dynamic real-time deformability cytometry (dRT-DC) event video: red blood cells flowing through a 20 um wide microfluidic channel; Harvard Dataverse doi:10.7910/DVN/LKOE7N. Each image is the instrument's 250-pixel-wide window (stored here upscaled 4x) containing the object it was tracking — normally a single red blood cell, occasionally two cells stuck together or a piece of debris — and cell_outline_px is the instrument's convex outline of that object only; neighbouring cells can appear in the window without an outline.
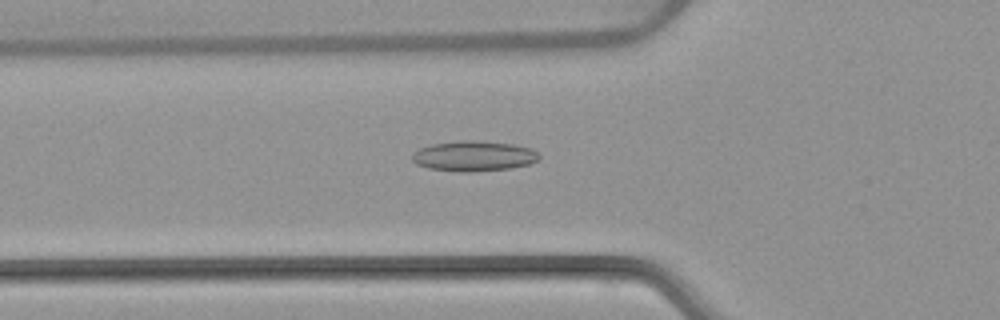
{"species": "common noctule bat (a hibernating species)", "species_latin": "Nyctalus noctula", "temperature_condition": "warm", "stored_images_in_passage": 53, "camera_frame_rate_fps": 3000, "um_per_image_px": 0.085, "animal": {"sex": "female", "body_mass_g": 22.7, "forearm_length_mm": 54.2}, "frame": {"image": 1, "passage_image": 19, "time_ms": 6.0, "image_size_px": [1000, 320], "cell_outline_px": [[540, 156], [536, 160], [528, 164], [512, 168], [468, 172], [456, 172], [428, 168], [416, 164], [412, 160], [412, 156], [420, 148], [432, 144], [464, 140], [472, 140], [512, 144], [532, 148]], "centroid_in_image_um": [40.26, 13.27], "position_along_channel_um": 85.5, "area_um2": 22.25}}
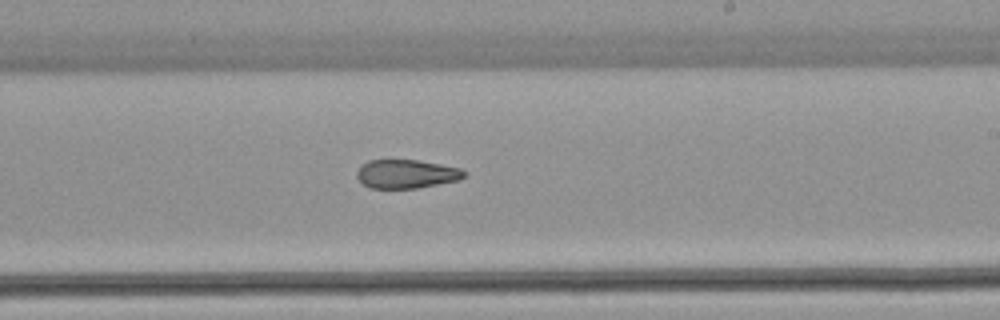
{"frame": {"image": 2, "passage_image": 32, "time_ms": 10.333, "image_size_px": [1000, 320], "cell_outline_px": [[464, 176], [460, 180], [416, 188], [368, 188], [356, 176], [356, 172], [368, 160], [420, 160], [460, 168], [464, 172]], "centroid_in_image_um": [34.54, 14.78], "position_along_channel_um": 254.5, "area_um2": 17.8}}
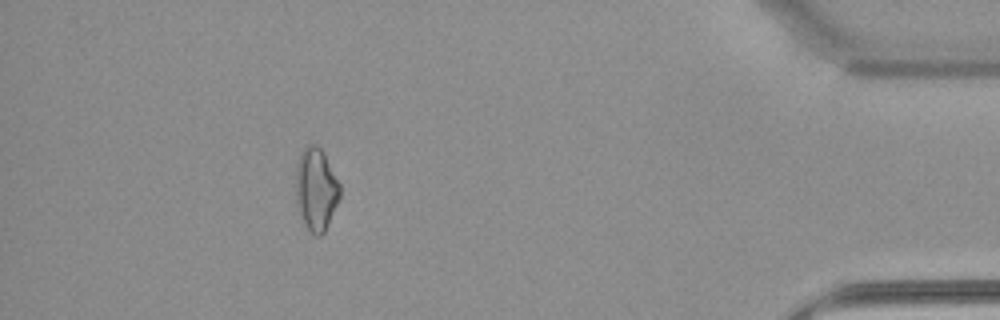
{"frame": {"image": 3, "passage_image": 48, "time_ms": 15.667, "image_size_px": [1000, 320], "cell_outline_px": [[340, 196], [328, 224], [324, 232], [320, 236], [316, 236], [304, 224], [296, 200], [296, 164], [300, 152], [308, 144], [316, 144], [324, 152], [340, 184]], "centroid_in_image_um": [26.86, 16.04], "position_along_channel_um": 408.3, "area_um2": 21.15}, "authors_computed_cell_mechanics": {"area_um2": 20.7502, "velocity_mm_per_s": 3.8844, "shape_relaxation_time_tau1_ms": null, "shape_relaxation_time_tau2_ms": 4.133, "deformation_change_tau1": null, "deformation_change_tau2": 0.1339}}